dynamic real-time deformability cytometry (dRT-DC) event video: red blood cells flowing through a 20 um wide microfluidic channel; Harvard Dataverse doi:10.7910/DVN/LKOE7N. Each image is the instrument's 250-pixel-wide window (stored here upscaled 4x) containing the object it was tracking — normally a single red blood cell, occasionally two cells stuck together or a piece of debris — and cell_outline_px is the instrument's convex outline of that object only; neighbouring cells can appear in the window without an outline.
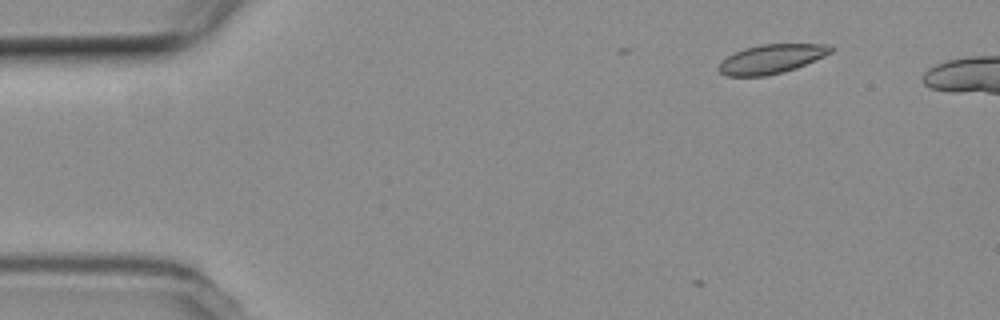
{"species": "common noctule bat (a hibernating species)", "species_latin": "Nyctalus noctula", "temperature_condition": "room temperature", "stored_images_in_passage": 4, "camera_frame_rate_fps": 3000, "um_per_image_px": 0.085, "animal": {"sex": "female", "body_mass_g": 19.3, "forearm_length_mm": 54.1}, "frame": {"image": 1, "passage_image": 1, "time_ms": 0.0, "image_size_px": [1000, 320], "cell_outline_px": [[836, 48], [832, 52], [824, 56], [796, 68], [784, 72], [764, 76], [728, 76], [720, 72], [716, 68], [728, 56], [744, 48], [760, 44], [832, 44]], "centroid_in_image_um": [65.61, 5.0], "position_along_channel_um": 19.4, "area_um2": 19.02}}